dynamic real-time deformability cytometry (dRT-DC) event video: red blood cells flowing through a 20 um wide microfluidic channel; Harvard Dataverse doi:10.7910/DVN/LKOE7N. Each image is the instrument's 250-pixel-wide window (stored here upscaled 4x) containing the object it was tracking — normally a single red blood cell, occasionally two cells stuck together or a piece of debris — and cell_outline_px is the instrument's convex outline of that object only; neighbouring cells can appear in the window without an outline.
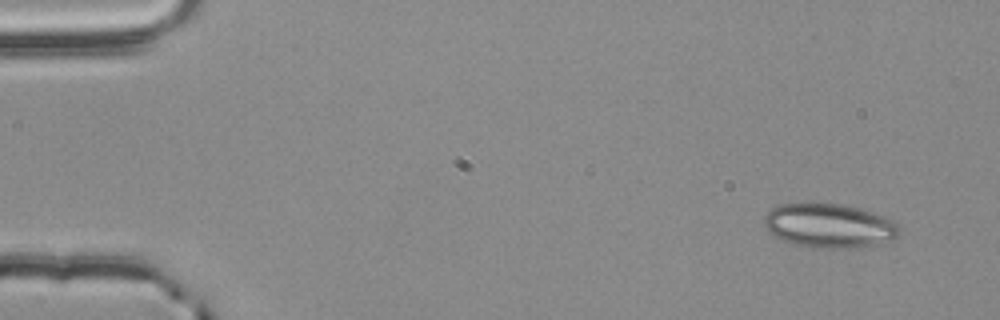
{"species": "common noctule bat (a hibernating species)", "species_latin": "Nyctalus noctula", "temperature_condition": "room temperature", "stored_images_in_passage": 52, "camera_frame_rate_fps": 3000, "um_per_image_px": 0.085, "animal": {"sex": "male", "body_mass_g": 20.4}, "frame": {"image": 1, "passage_image": 1, "time_ms": 0.0, "image_size_px": [1000, 320], "cell_outline_px": [[900, 228], [896, 236], [892, 240], [876, 244], [856, 248], [812, 248], [792, 244], [768, 232], [764, 228], [764, 216], [772, 208], [780, 204], [840, 204], [860, 208], [896, 220]], "centroid_in_image_um": [70.49, 19.2], "position_along_channel_um": 14.5, "area_um2": 34.91}}
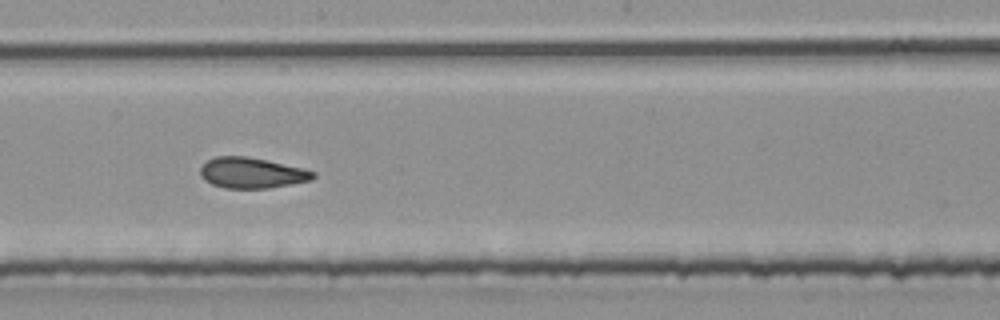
{"frame": {"image": 2, "passage_image": 28, "time_ms": 9.0, "image_size_px": [1000, 320], "cell_outline_px": [[316, 176], [312, 180], [292, 184], [268, 188], [224, 188], [212, 184], [204, 180], [200, 176], [200, 168], [208, 160], [216, 156], [248, 156], [268, 160], [304, 168], [316, 172]], "centroid_in_image_um": [21.42, 14.69], "position_along_channel_um": 226.8, "area_um2": 20.35}}
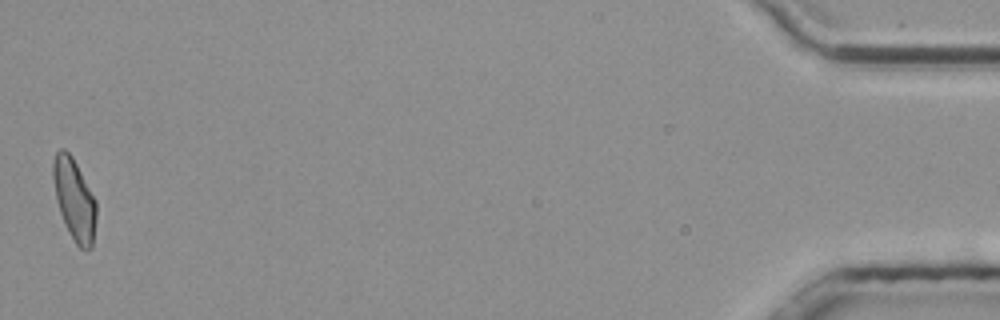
{"frame": {"image": 3, "passage_image": 52, "time_ms": 17.0, "image_size_px": [1000, 320], "cell_outline_px": [[96, 220], [92, 248], [80, 248], [76, 244], [60, 212], [56, 200], [52, 176], [52, 164], [56, 152], [60, 148], [64, 148], [72, 156], [96, 200]], "centroid_in_image_um": [6.31, 16.91], "position_along_channel_um": 428.9, "area_um2": 20.29}, "authors_computed_cell_mechanics": {"area_um2": 20.6057, "velocity_mm_per_s": 3.7698, "shape_relaxation_time_tau1_ms": null, "shape_relaxation_time_tau2_ms": 2.2844, "deformation_change_tau1": null, "deformation_change_tau2": 0.0957}}